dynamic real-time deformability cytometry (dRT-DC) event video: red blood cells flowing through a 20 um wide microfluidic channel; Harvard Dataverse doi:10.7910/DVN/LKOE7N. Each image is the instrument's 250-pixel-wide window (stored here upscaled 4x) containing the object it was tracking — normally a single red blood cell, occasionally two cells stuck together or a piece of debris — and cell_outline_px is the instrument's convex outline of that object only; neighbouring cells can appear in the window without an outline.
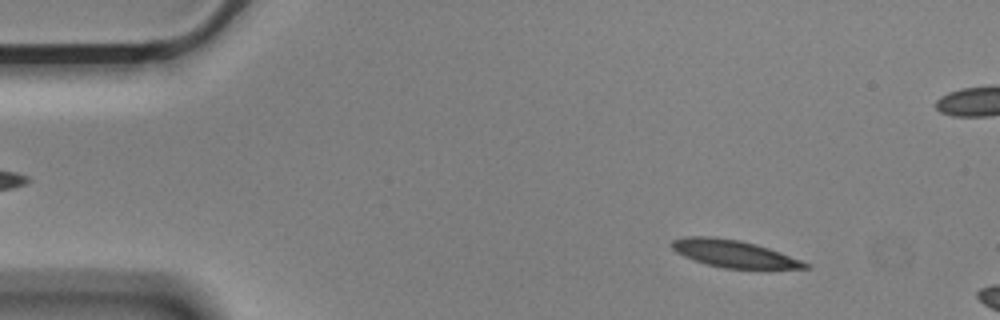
{"species": "Egyptian fruit bat (a non-hibernating species)", "species_latin": "Rousettus aegyptiacus", "temperature_condition": "cold", "stored_images_in_passage": 12, "camera_frame_rate_fps": 3000, "um_per_image_px": 0.085, "animal": {"sex": "male"}, "frame": {"image": 1, "passage_image": 6, "time_ms": 1.667, "image_size_px": [1000, 320], "cell_outline_px": [[812, 268], [724, 268], [692, 260], [676, 252], [668, 244], [672, 240], [684, 236], [712, 236], [740, 240], [756, 244], [780, 252], [812, 264]], "centroid_in_image_um": [62.34, 21.55], "position_along_channel_um": 22.7, "area_um2": 21.21}}